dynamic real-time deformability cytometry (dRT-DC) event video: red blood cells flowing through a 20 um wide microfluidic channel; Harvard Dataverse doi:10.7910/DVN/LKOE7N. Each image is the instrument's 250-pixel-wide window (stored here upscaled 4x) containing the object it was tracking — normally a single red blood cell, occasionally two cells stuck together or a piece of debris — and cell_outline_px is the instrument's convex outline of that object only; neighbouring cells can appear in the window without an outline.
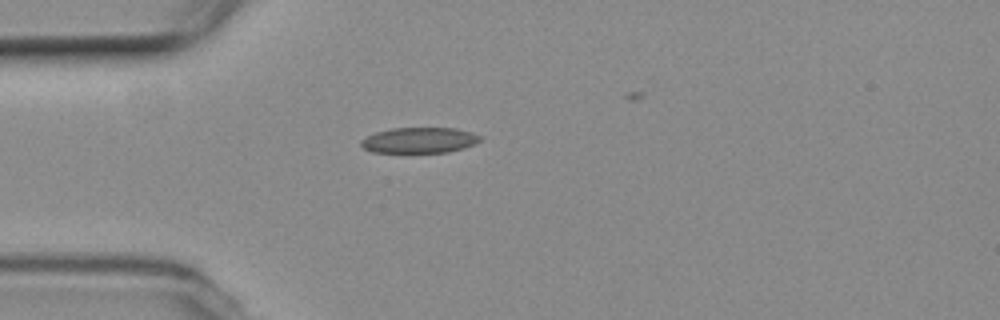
{"species": "common noctule bat (a hibernating species)", "species_latin": "Nyctalus noctula", "temperature_condition": "room temperature", "stored_images_in_passage": 31, "camera_frame_rate_fps": 3000, "um_per_image_px": 0.085, "animal": {"sex": "female", "body_mass_g": 19.3, "forearm_length_mm": 54.1}, "frame": {"image": 1, "passage_image": 1, "time_ms": 0.0, "image_size_px": [1000, 320], "cell_outline_px": [[480, 140], [476, 144], [464, 148], [448, 152], [372, 152], [364, 148], [360, 144], [360, 140], [376, 132], [392, 128], [456, 128], [472, 132], [480, 136]], "centroid_in_image_um": [35.66, 11.92], "position_along_channel_um": 49.3, "area_um2": 17.74}}
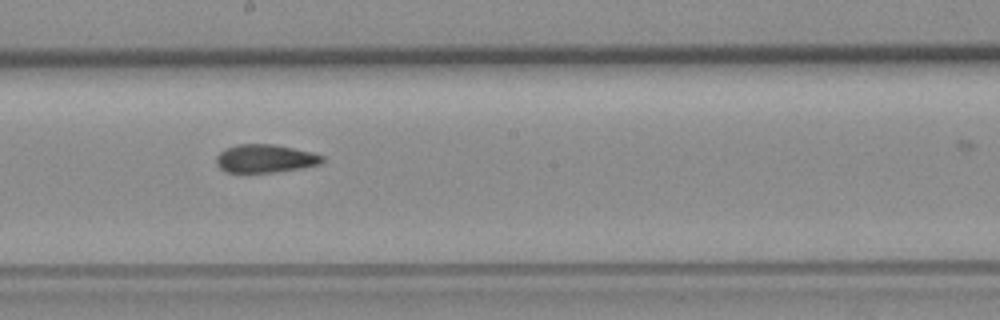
{"frame": {"image": 2, "passage_image": 16, "time_ms": 5.0, "image_size_px": [1000, 320], "cell_outline_px": [[324, 160], [320, 164], [300, 168], [276, 172], [224, 172], [216, 164], [216, 156], [220, 152], [236, 144], [272, 144], [312, 152], [324, 156]], "centroid_in_image_um": [22.53, 13.48], "position_along_channel_um": 225.7, "area_um2": 17.34}}
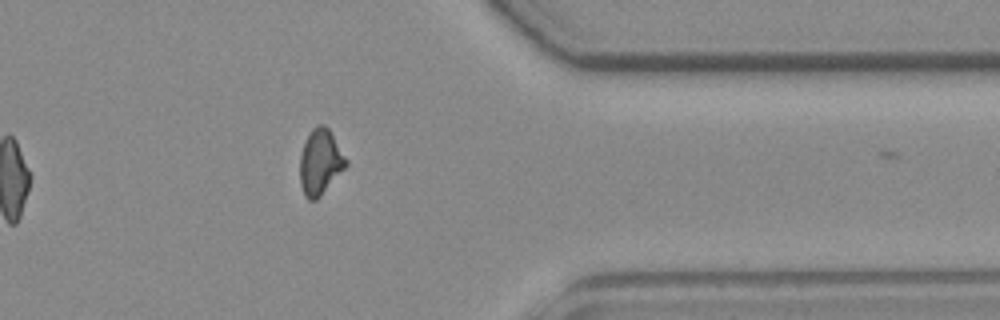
{"frame": {"image": 3, "passage_image": 30, "time_ms": 9.667, "image_size_px": [1000, 320], "cell_outline_px": [[348, 164], [320, 196], [316, 200], [308, 200], [304, 196], [300, 184], [300, 156], [304, 144], [312, 128], [316, 124], [324, 124], [328, 128], [348, 160]], "centroid_in_image_um": [27.21, 13.77], "position_along_channel_um": 384.2, "area_um2": 17.46}}